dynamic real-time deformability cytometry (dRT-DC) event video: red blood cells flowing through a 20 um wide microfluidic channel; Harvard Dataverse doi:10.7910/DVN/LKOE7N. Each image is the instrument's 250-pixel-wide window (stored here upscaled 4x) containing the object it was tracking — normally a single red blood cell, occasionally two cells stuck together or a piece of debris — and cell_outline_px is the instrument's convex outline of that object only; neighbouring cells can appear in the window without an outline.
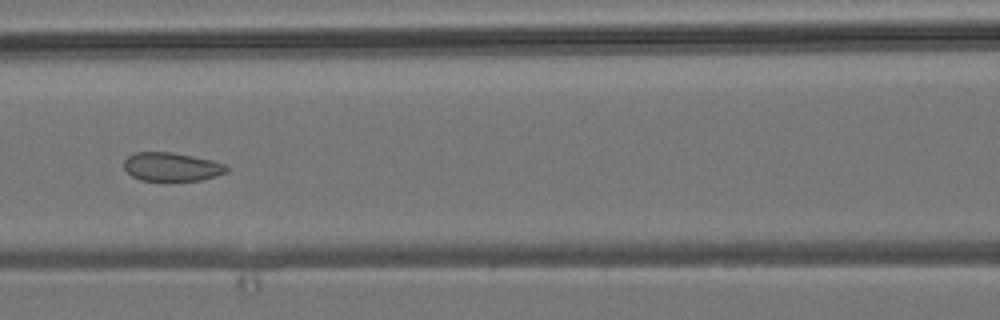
{"species": "common noctule bat (a hibernating species)", "species_latin": "Nyctalus noctula", "temperature_condition": "room temperature", "stored_images_in_passage": 6, "camera_frame_rate_fps": 3000, "um_per_image_px": 0.085, "animal": {"sex": "male", "body_mass_g": 19.2, "forearm_length_mm": 51.8}, "frame": {"image": 1, "passage_image": 6, "time_ms": 5.667, "image_size_px": [1000, 320], "cell_outline_px": [[228, 172], [216, 176], [200, 180], [140, 180], [132, 176], [124, 168], [124, 160], [128, 156], [136, 152], [172, 152], [212, 160], [224, 164], [228, 168]], "centroid_in_image_um": [14.59, 14.17], "position_along_channel_um": 152.0, "area_um2": 16.99}}